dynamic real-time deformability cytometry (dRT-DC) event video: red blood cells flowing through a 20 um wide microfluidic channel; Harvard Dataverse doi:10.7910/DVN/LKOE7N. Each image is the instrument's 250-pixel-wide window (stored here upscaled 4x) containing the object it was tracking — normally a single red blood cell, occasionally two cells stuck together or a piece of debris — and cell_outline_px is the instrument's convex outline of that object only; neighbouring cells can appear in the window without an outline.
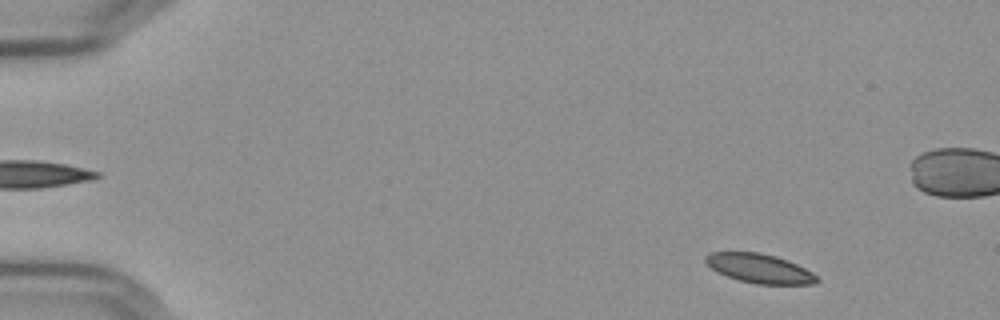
{"species": "Egyptian fruit bat (a non-hibernating species)", "species_latin": "Rousettus aegyptiacus", "temperature_condition": "cold", "stored_images_in_passage": 55, "segment_of_instrument_passage": [1, 2], "camera_frame_rate_fps": 3000, "um_per_image_px": 0.085, "frame": {"image": 1, "passage_image": 4, "time_ms": 1.0, "image_size_px": [1000, 320], "cell_outline_px": [[820, 280], [816, 284], [756, 284], [740, 280], [716, 272], [704, 260], [704, 256], [712, 252], [756, 252], [776, 256], [788, 260], [812, 272]], "centroid_in_image_um": [64.57, 22.82], "position_along_channel_um": 20.4, "area_um2": 18.84}}
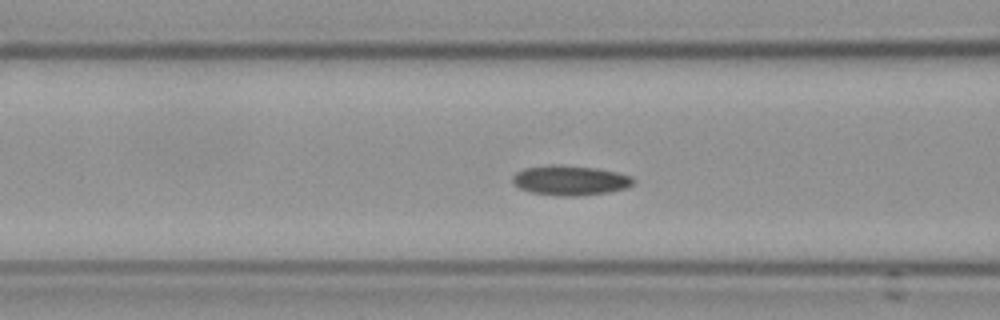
{"frame": {"image": 2, "passage_image": 21, "time_ms": 6.667, "image_size_px": [1000, 320], "cell_outline_px": [[636, 180], [628, 188], [608, 192], [576, 196], [564, 196], [532, 192], [520, 188], [512, 180], [512, 176], [516, 172], [524, 168], [596, 168], [616, 172], [632, 176]], "centroid_in_image_um": [48.55, 15.38], "position_along_channel_um": 118.1, "area_um2": 19.83}}
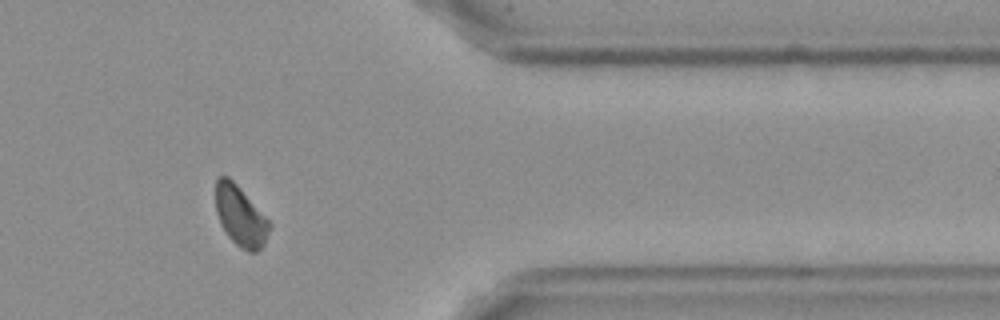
{"frame": {"image": 3, "passage_image": 45, "time_ms": 14.667, "image_size_px": [1000, 320], "cell_outline_px": [[272, 224], [264, 244], [256, 252], [248, 252], [240, 248], [228, 236], [220, 224], [216, 212], [216, 180], [220, 176], [228, 176], [240, 188]], "centroid_in_image_um": [20.43, 18.38], "position_along_channel_um": 391.0, "area_um2": 18.73}}